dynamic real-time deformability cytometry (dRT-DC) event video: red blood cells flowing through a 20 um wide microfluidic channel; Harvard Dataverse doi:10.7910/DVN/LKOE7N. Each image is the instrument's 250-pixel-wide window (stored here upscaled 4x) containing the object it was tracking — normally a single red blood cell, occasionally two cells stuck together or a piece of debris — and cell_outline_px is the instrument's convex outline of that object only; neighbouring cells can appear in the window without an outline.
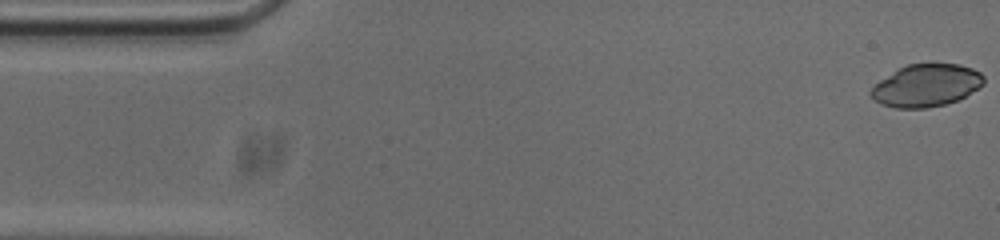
{"species": "common noctule bat (a hibernating species)", "species_latin": "Nyctalus noctula", "temperature_condition": "cold", "stored_images_in_passage": 53, "camera_frame_rate_fps": 3000, "um_per_image_px": 0.085, "animal": {"sex": "male", "body_mass_g": 20.0, "forearm_length_mm": 53.3}, "frame": {"image": 1, "passage_image": 1, "time_ms": 0.0, "image_size_px": [1000, 240], "cell_outline_px": [[984, 84], [964, 96], [956, 100], [944, 104], [928, 108], [896, 108], [880, 104], [868, 92], [880, 80], [900, 68], [908, 64], [960, 64], [972, 68], [980, 72], [984, 76]], "centroid_in_image_um": [78.74, 7.26], "position_along_channel_um": 6.3, "area_um2": 27.57}}